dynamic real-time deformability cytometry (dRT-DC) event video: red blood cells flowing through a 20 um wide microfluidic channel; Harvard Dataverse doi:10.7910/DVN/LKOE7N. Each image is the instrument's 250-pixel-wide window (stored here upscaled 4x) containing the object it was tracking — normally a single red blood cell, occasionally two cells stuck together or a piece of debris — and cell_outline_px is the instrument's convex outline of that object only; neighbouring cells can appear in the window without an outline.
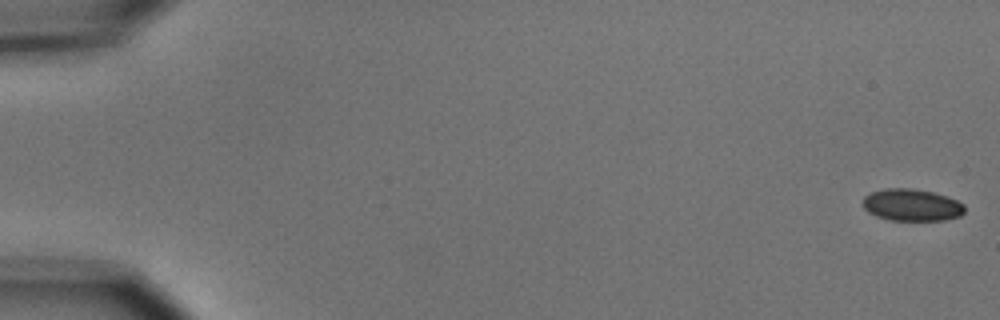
{"species": "common noctule bat (a hibernating species)", "species_latin": "Nyctalus noctula", "temperature_condition": "cold", "stored_images_in_passage": 5, "camera_frame_rate_fps": 3000, "um_per_image_px": 0.085, "animal": {"sex": "male", "body_mass_g": 15.6}, "frame": {"image": 1, "passage_image": 1, "time_ms": 0.0, "image_size_px": [1000, 320], "cell_outline_px": [[964, 212], [960, 216], [944, 220], [888, 220], [876, 216], [868, 212], [860, 204], [864, 196], [872, 192], [884, 188], [912, 188], [932, 192], [948, 196], [964, 204]], "centroid_in_image_um": [77.46, 17.42], "position_along_channel_um": 7.5, "area_um2": 19.19}}